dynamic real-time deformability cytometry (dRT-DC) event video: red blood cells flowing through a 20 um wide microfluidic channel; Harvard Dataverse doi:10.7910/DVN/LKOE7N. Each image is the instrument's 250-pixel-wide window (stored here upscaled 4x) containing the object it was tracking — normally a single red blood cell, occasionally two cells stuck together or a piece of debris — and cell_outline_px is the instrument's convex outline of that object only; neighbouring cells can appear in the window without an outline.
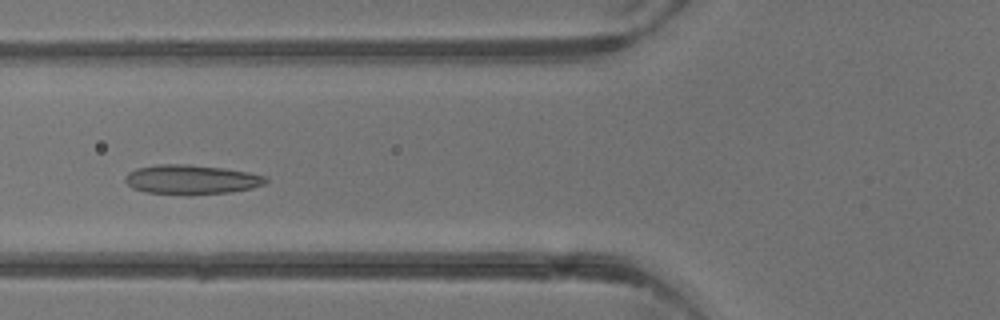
{"species": "common noctule bat (a hibernating species)", "species_latin": "Nyctalus noctula", "temperature_condition": "warm", "stored_images_in_passage": 4, "camera_frame_rate_fps": 3000, "um_per_image_px": 0.085, "animal": {"sex": "male", "body_mass_g": 13.3}, "frame": {"image": 1, "passage_image": 4, "time_ms": 3.333, "image_size_px": [1000, 320], "cell_outline_px": [[268, 180], [264, 184], [252, 188], [232, 192], [188, 196], [184, 196], [144, 192], [132, 188], [124, 180], [128, 172], [136, 168], [160, 164], [188, 164], [224, 168], [248, 172], [264, 176]], "centroid_in_image_um": [16.24, 15.28], "position_along_channel_um": 109.6, "area_um2": 24.57}}